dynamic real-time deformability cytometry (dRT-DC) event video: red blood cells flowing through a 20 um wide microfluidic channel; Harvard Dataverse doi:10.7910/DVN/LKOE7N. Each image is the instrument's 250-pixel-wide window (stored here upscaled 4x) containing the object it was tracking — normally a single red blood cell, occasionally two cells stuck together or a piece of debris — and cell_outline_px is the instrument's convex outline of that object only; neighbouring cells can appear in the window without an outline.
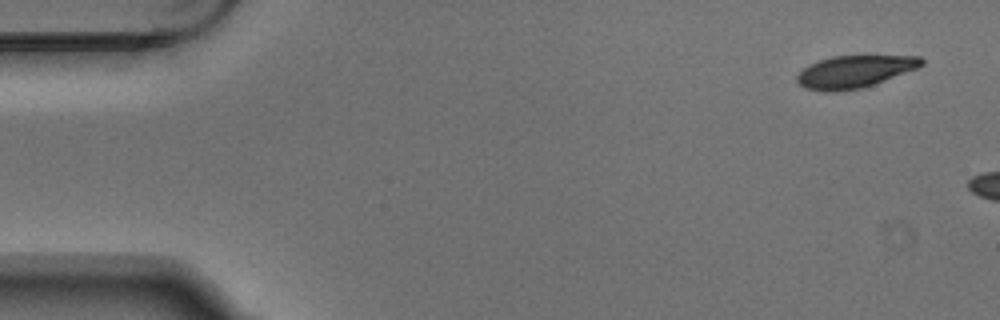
{"species": "Egyptian fruit bat (a non-hibernating species)", "species_latin": "Rousettus aegyptiacus", "temperature_condition": "warm", "stored_images_in_passage": 3, "camera_frame_rate_fps": 3000, "um_per_image_px": 0.085, "animal": {"sex": "male"}, "frame": {"image": 1, "passage_image": 1, "time_ms": 0.0, "image_size_px": [1000, 320], "cell_outline_px": [[924, 64], [916, 68], [872, 84], [860, 88], [836, 92], [828, 92], [804, 88], [796, 80], [796, 76], [808, 64], [832, 56], [920, 56], [924, 60]], "centroid_in_image_um": [72.59, 6.08], "position_along_channel_um": 12.4, "area_um2": 23.06}}